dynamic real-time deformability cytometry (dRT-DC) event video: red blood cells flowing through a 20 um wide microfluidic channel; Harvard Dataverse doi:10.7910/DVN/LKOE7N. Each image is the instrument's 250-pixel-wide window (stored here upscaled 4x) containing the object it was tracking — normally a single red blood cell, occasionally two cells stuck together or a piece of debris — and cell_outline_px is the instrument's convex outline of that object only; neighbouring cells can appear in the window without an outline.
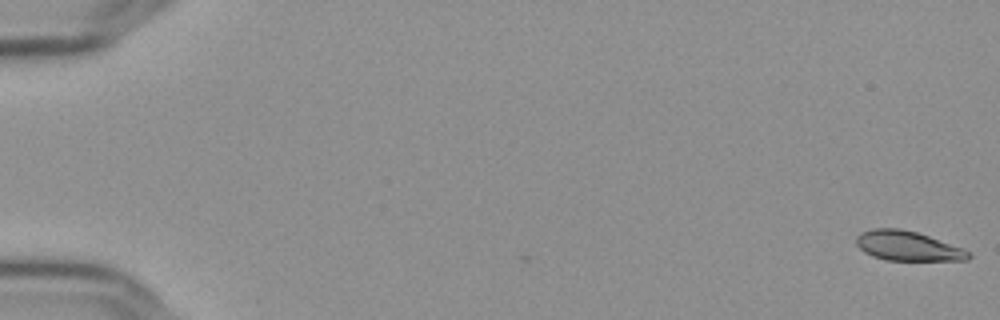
{"species": "Egyptian fruit bat (a non-hibernating species)", "species_latin": "Rousettus aegyptiacus", "temperature_condition": "cold", "stored_images_in_passage": 3, "camera_frame_rate_fps": 3000, "um_per_image_px": 0.085, "frame": {"image": 1, "passage_image": 1, "time_ms": 0.0, "image_size_px": [1000, 320], "cell_outline_px": [[972, 256], [968, 260], [884, 260], [872, 256], [864, 252], [856, 244], [856, 236], [860, 232], [872, 228], [900, 228], [916, 232], [964, 248]], "centroid_in_image_um": [77.12, 20.9], "position_along_channel_um": 7.9, "area_um2": 19.42}}